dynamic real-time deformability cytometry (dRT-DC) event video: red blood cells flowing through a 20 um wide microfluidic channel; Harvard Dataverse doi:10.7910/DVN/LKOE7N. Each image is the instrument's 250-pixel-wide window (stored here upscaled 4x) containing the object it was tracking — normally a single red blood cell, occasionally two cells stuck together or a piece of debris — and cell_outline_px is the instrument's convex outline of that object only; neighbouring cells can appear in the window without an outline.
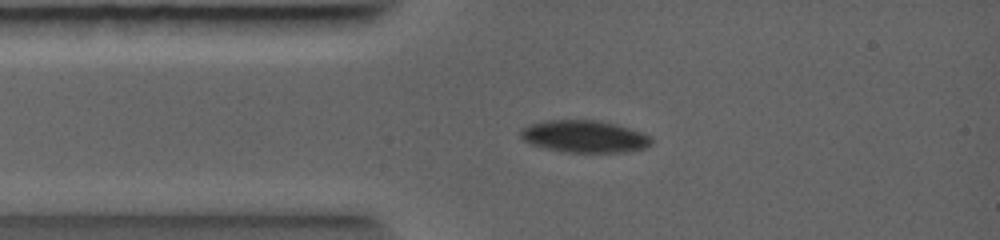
{"species": "common noctule bat (a hibernating species)", "species_latin": "Nyctalus noctula", "temperature_condition": "warm", "stored_images_in_passage": 6, "camera_frame_rate_fps": 5000, "um_per_image_px": 0.085, "animal": {"sex": "female", "body_mass_g": 19.0, "forearm_length_mm": 56.7}, "frame": {"image": 1, "passage_image": 5, "time_ms": 1.6, "image_size_px": [1000, 240], "cell_outline_px": [[648, 144], [640, 148], [604, 152], [572, 152], [548, 148], [536, 144], [520, 136], [524, 128], [532, 124], [548, 120], [600, 120], [636, 132], [644, 136], [648, 140]], "centroid_in_image_um": [49.56, 11.57], "position_along_channel_um": 35.4, "area_um2": 22.66}}